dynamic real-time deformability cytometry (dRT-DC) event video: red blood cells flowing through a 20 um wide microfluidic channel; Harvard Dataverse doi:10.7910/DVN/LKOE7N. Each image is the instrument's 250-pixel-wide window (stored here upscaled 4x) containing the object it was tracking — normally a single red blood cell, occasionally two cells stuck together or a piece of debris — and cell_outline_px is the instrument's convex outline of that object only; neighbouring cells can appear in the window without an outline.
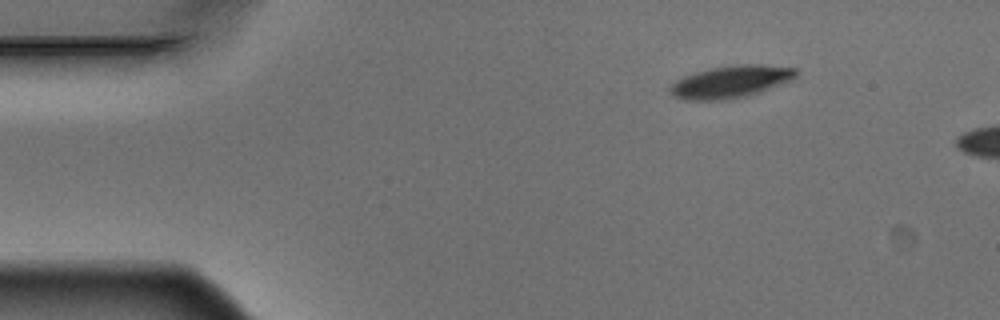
{"species": "Egyptian fruit bat (a non-hibernating species)", "species_latin": "Rousettus aegyptiacus", "temperature_condition": "warm", "stored_images_in_passage": 2, "camera_frame_rate_fps": 3000, "um_per_image_px": 0.085, "animal": {"sex": "male"}, "frame": {"image": 1, "passage_image": 1, "time_ms": 0.0, "image_size_px": [1000, 320], "cell_outline_px": [[796, 76], [788, 80], [760, 92], [748, 96], [728, 100], [684, 100], [672, 96], [668, 92], [668, 88], [676, 80], [684, 76], [696, 72], [712, 68], [736, 64], [760, 64], [796, 68]], "centroid_in_image_um": [62.04, 6.96], "position_along_channel_um": 23.0, "area_um2": 23.64}}